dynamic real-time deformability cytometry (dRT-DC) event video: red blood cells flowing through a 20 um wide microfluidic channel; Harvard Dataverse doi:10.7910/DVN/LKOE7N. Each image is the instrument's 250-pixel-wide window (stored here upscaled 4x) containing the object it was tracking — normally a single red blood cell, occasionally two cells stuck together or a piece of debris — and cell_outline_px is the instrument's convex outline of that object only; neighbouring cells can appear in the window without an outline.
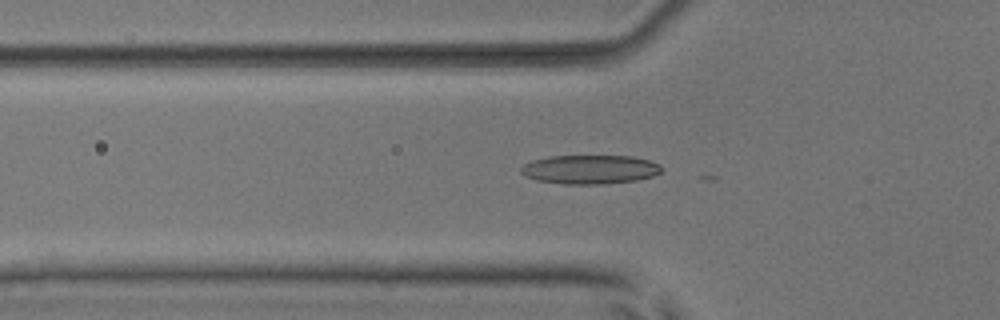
{"species": "common noctule bat (a hibernating species)", "species_latin": "Nyctalus noctula", "temperature_condition": "room temperature", "stored_images_in_passage": 42, "camera_frame_rate_fps": 3000, "um_per_image_px": 0.085, "animal": {"sex": "male", "body_mass_g": 17.9, "forearm_length_mm": 54.2}, "frame": {"image": 1, "passage_image": 17, "time_ms": 5.333, "image_size_px": [1000, 320], "cell_outline_px": [[664, 168], [660, 172], [652, 176], [636, 180], [604, 184], [564, 184], [536, 180], [524, 176], [520, 172], [520, 168], [524, 164], [532, 160], [548, 156], [632, 156], [648, 160], [660, 164]], "centroid_in_image_um": [50.12, 14.4], "position_along_channel_um": 75.7, "area_um2": 23.87}}
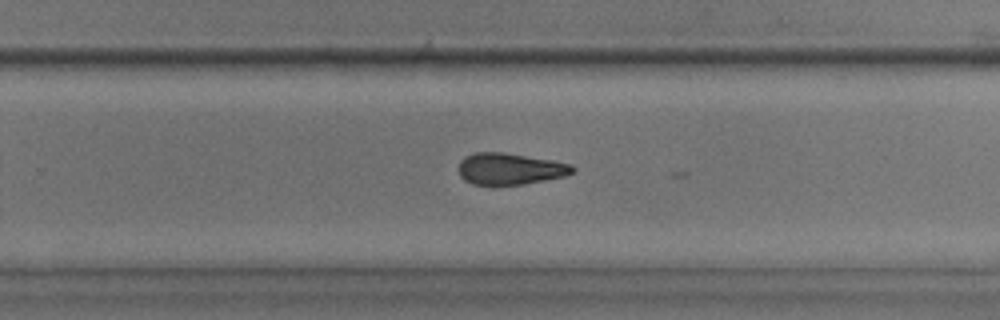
{"frame": {"image": 2, "passage_image": 33, "time_ms": 10.667, "image_size_px": [1000, 320], "cell_outline_px": [[576, 168], [572, 172], [564, 176], [544, 180], [520, 184], [472, 184], [464, 180], [460, 176], [456, 168], [460, 160], [464, 156], [476, 152], [504, 152], [552, 160], [572, 164]], "centroid_in_image_um": [43.29, 14.33], "position_along_channel_um": 286.5, "area_um2": 20.98}}
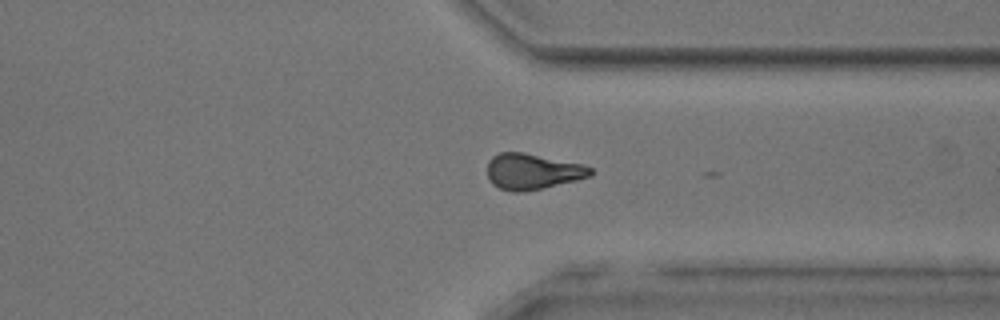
{"frame": {"image": 3, "passage_image": 39, "time_ms": 12.667, "image_size_px": [1000, 320], "cell_outline_px": [[592, 176], [544, 188], [524, 192], [512, 192], [500, 188], [492, 184], [488, 176], [488, 160], [492, 156], [500, 152], [524, 152], [584, 164], [592, 168]], "centroid_in_image_um": [45.27, 14.57], "position_along_channel_um": 366.1, "area_um2": 21.73}, "authors_computed_cell_mechanics": {"area_um2": 21.9351, "velocity_mm_per_s": 3.9566, "shape_relaxation_time_tau1_ms": null, "shape_relaxation_time_tau2_ms": 7.3936, "deformation_change_tau1": null, "deformation_change_tau2": 0.1725}}